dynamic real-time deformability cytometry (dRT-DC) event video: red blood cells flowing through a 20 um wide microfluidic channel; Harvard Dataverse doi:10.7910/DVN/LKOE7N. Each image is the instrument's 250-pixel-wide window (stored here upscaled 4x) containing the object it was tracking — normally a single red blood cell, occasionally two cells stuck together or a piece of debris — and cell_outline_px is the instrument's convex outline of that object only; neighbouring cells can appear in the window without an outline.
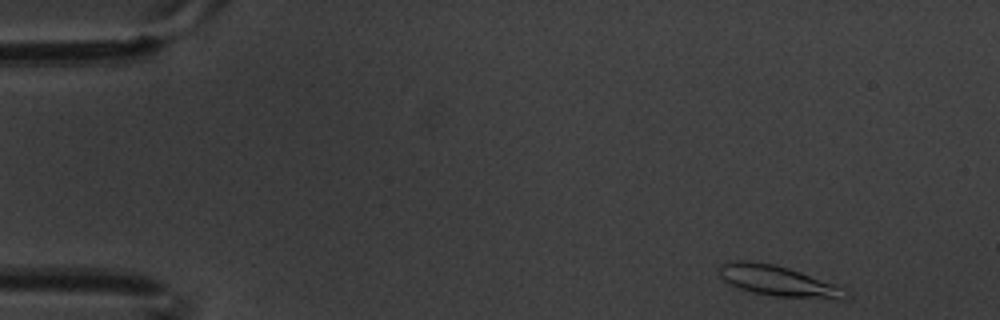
{"species": "common noctule bat (a hibernating species)", "species_latin": "Nyctalus noctula", "temperature_condition": "warm", "stored_images_in_passage": 5, "camera_frame_rate_fps": 3000, "um_per_image_px": 0.085, "animal": {"sex": "male", "body_mass_g": 20.1, "forearm_length_mm": 53.5}, "frame": {"image": 1, "passage_image": 1, "time_ms": 0.0, "image_size_px": [1000, 320], "cell_outline_px": [[848, 296], [844, 300], [840, 300], [772, 296], [752, 292], [740, 288], [724, 280], [720, 276], [720, 264], [732, 260], [748, 260], [772, 264], [788, 268], [800, 272], [844, 288], [848, 292]], "centroid_in_image_um": [66.16, 23.89], "position_along_channel_um": 18.8, "area_um2": 22.43}}
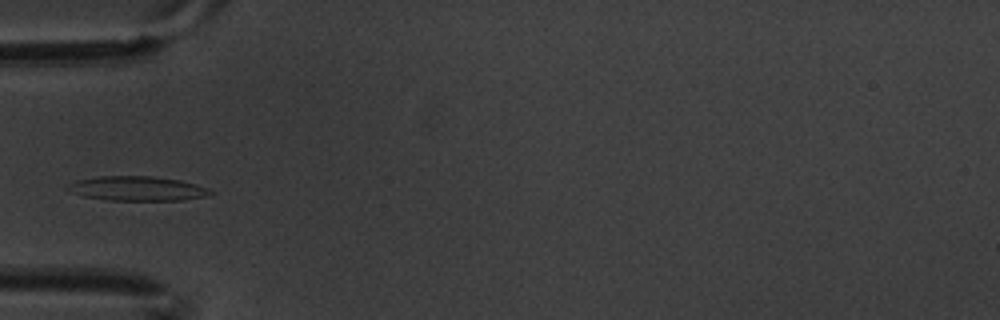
{"frame": {"image": 2, "passage_image": 5, "time_ms": 1.333, "image_size_px": [1000, 320], "cell_outline_px": [[216, 192], [204, 196], [184, 200], [108, 200], [84, 196], [72, 192], [64, 188], [68, 184], [76, 180], [100, 176], [152, 176], [180, 180], [196, 184], [208, 188]], "centroid_in_image_um": [11.66, 16.02], "position_along_channel_um": 73.3, "area_um2": 20.35}}